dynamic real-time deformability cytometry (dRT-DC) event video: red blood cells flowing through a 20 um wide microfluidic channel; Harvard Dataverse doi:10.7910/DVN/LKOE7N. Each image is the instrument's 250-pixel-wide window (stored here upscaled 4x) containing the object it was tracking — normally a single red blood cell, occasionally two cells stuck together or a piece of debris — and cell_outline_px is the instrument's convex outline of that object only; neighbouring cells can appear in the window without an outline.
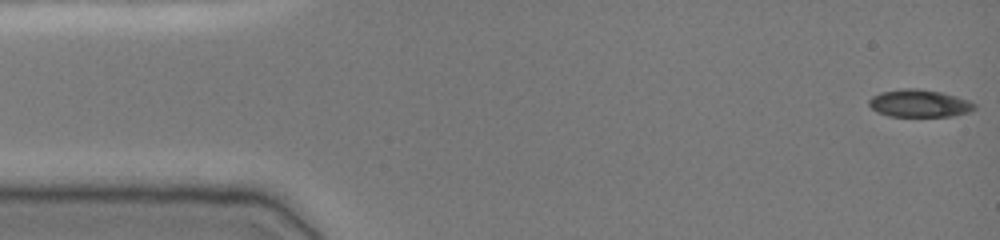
{"species": "common noctule bat (a hibernating species)", "species_latin": "Nyctalus noctula", "temperature_condition": "cold", "stored_images_in_passage": 12, "camera_frame_rate_fps": 3000, "um_per_image_px": 0.085, "animal": {"sex": "female", "body_mass_g": 19.0, "forearm_length_mm": 51.5}, "frame": {"image": 1, "passage_image": 1, "time_ms": 0.0, "image_size_px": [1000, 240], "cell_outline_px": [[976, 108], [968, 112], [952, 116], [888, 116], [876, 112], [868, 104], [868, 100], [872, 96], [880, 92], [904, 88], [916, 88], [940, 92], [956, 96], [968, 100], [976, 104]], "centroid_in_image_um": [78.11, 8.78], "position_along_channel_um": 6.9, "area_um2": 16.94}}
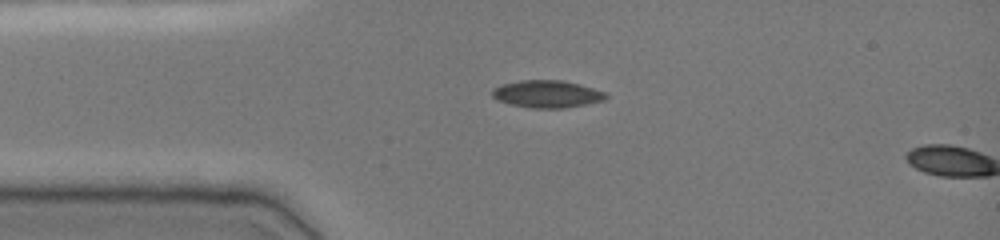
{"frame": {"image": 2, "passage_image": 11, "time_ms": 3.333, "image_size_px": [1000, 240], "cell_outline_px": [[608, 96], [604, 100], [564, 108], [528, 108], [496, 100], [492, 96], [492, 88], [504, 84], [520, 80], [564, 80], [580, 84], [608, 92]], "centroid_in_image_um": [46.51, 7.98], "position_along_channel_um": 38.5, "area_um2": 18.21}}